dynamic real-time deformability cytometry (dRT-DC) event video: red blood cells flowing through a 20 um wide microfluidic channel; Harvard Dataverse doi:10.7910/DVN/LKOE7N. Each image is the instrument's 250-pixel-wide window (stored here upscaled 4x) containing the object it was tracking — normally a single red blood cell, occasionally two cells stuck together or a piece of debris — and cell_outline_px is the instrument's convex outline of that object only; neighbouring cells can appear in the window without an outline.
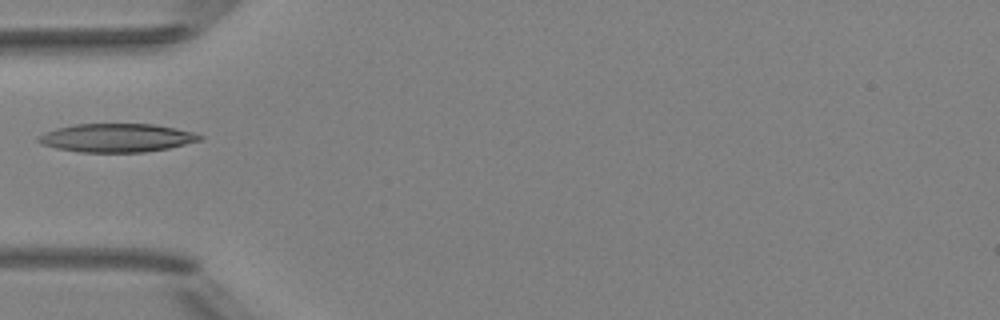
{"species": "Egyptian fruit bat (a non-hibernating species)", "species_latin": "Rousettus aegyptiacus", "temperature_condition": "room temperature", "stored_images_in_passage": 6, "camera_frame_rate_fps": 3000, "um_per_image_px": 0.085, "animal": {"sex": "female"}, "frame": {"image": 1, "passage_image": 5, "time_ms": 4.667, "image_size_px": [1000, 320], "cell_outline_px": [[204, 136], [200, 140], [168, 148], [144, 152], [80, 152], [56, 148], [40, 144], [36, 140], [36, 136], [44, 132], [56, 128], [76, 124], [152, 124], [176, 128], [192, 132]], "centroid_in_image_um": [9.86, 11.71], "position_along_channel_um": 75.1, "area_um2": 26.76}}
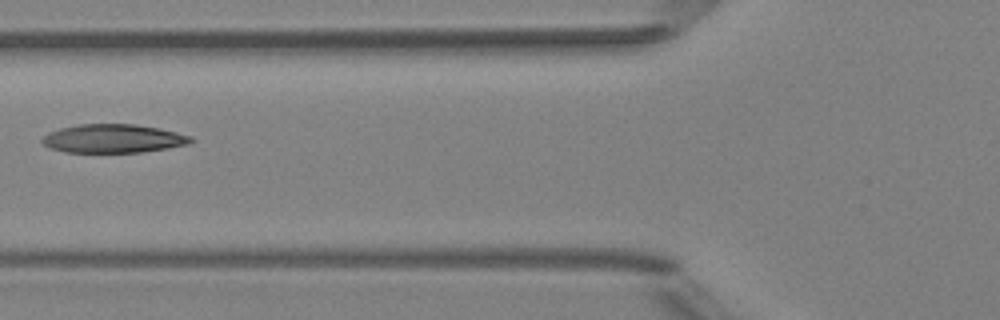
{"frame": {"image": 2, "passage_image": 6, "time_ms": 5.667, "image_size_px": [1000, 320], "cell_outline_px": [[196, 140], [188, 144], [168, 148], [140, 152], [64, 152], [48, 148], [40, 140], [48, 132], [60, 128], [76, 124], [136, 124], [160, 128], [192, 136]], "centroid_in_image_um": [9.62, 11.77], "position_along_channel_um": 116.2, "area_um2": 24.97}}